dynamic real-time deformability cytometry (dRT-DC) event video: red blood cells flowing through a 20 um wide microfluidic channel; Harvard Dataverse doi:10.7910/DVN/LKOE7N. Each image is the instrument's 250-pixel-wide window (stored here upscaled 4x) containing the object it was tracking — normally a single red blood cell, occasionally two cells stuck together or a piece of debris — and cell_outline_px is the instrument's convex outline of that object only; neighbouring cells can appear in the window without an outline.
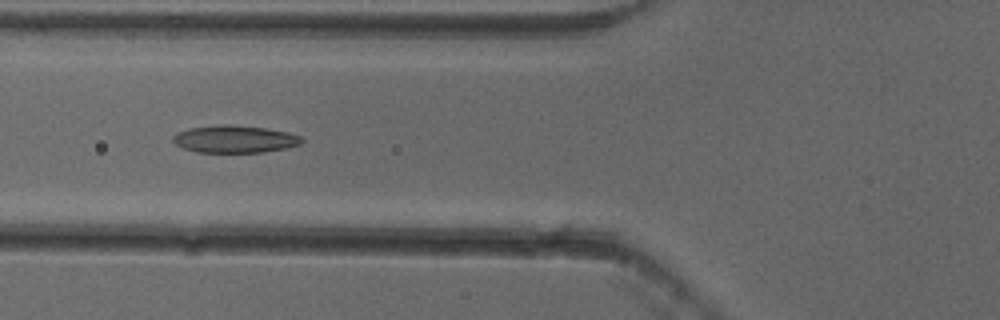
{"species": "common noctule bat (a hibernating species)", "species_latin": "Nyctalus noctula", "temperature_condition": "cold", "stored_images_in_passage": 54, "camera_frame_rate_fps": 3000, "um_per_image_px": 0.085, "animal": {"sex": "female"}, "frame": {"image": 1, "passage_image": 21, "time_ms": 6.667, "image_size_px": [1000, 320], "cell_outline_px": [[304, 140], [300, 144], [284, 148], [264, 152], [196, 152], [184, 148], [176, 144], [172, 140], [172, 136], [176, 132], [188, 128], [220, 124], [228, 124], [264, 128], [288, 132], [300, 136]], "centroid_in_image_um": [19.91, 11.81], "position_along_channel_um": 105.9, "area_um2": 20.52}}
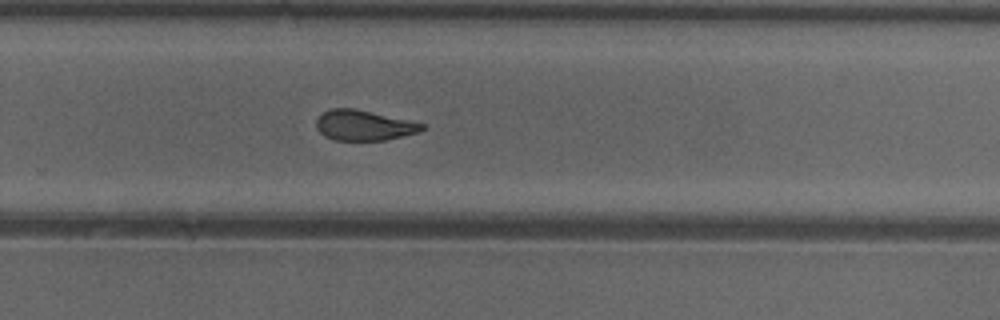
{"frame": {"image": 2, "passage_image": 36, "time_ms": 11.667, "image_size_px": [1000, 320], "cell_outline_px": [[424, 128], [420, 132], [404, 136], [384, 140], [332, 140], [324, 136], [316, 128], [316, 120], [324, 112], [332, 108], [356, 108], [408, 120], [424, 124]], "centroid_in_image_um": [30.92, 10.65], "position_along_channel_um": 298.9, "area_um2": 18.67}}
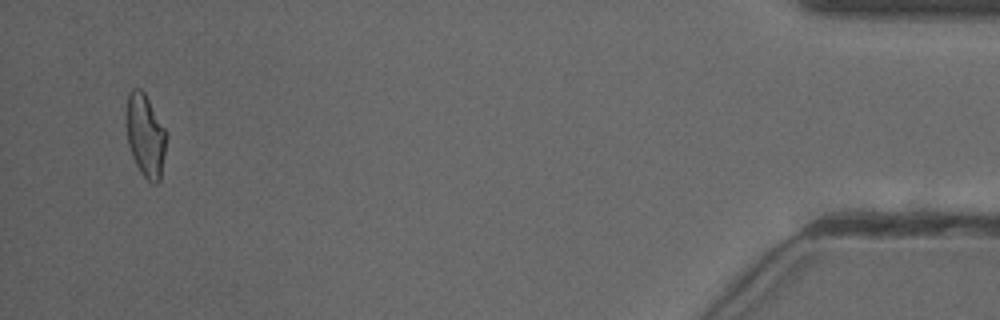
{"frame": {"image": 3, "passage_image": 52, "time_ms": 17.0, "image_size_px": [1000, 320], "cell_outline_px": [[164, 152], [160, 180], [156, 184], [152, 184], [140, 172], [132, 156], [128, 144], [124, 124], [124, 116], [128, 92], [132, 88], [140, 88], [144, 92], [164, 128]], "centroid_in_image_um": [12.28, 11.48], "position_along_channel_um": 422.9, "area_um2": 19.31}, "authors_computed_cell_mechanics": {"area_um2": 20.2589, "velocity_mm_per_s": 3.8562, "shape_relaxation_time_tau1_ms": 10.4271, "shape_relaxation_time_tau2_ms": 2.7819, "deformation_change_tau1": 0.2352, "deformation_change_tau2": 0.1005}}